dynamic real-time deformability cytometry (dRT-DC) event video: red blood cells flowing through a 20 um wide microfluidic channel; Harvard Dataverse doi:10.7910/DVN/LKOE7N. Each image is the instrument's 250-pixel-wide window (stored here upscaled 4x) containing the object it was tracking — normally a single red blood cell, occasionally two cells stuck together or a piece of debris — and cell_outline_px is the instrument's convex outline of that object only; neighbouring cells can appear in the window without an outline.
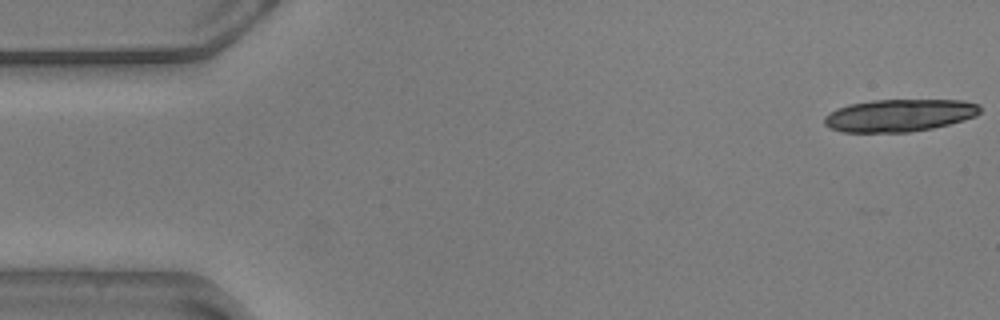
{"species": "common noctule bat (a hibernating species)", "species_latin": "Nyctalus noctula", "temperature_condition": "warm", "stored_images_in_passage": 17, "camera_frame_rate_fps": 3000, "um_per_image_px": 0.085, "animal": {"sex": "male", "body_mass_g": 20.5, "forearm_length_mm": 52.5}, "frame": {"image": 1, "passage_image": 1, "time_ms": 0.0, "image_size_px": [1000, 320], "cell_outline_px": [[980, 112], [976, 116], [964, 120], [932, 128], [908, 132], [840, 132], [828, 128], [824, 124], [824, 116], [836, 108], [848, 104], [872, 100], [964, 100], [980, 104]], "centroid_in_image_um": [76.42, 9.8], "position_along_channel_um": 8.6, "area_um2": 29.65}}